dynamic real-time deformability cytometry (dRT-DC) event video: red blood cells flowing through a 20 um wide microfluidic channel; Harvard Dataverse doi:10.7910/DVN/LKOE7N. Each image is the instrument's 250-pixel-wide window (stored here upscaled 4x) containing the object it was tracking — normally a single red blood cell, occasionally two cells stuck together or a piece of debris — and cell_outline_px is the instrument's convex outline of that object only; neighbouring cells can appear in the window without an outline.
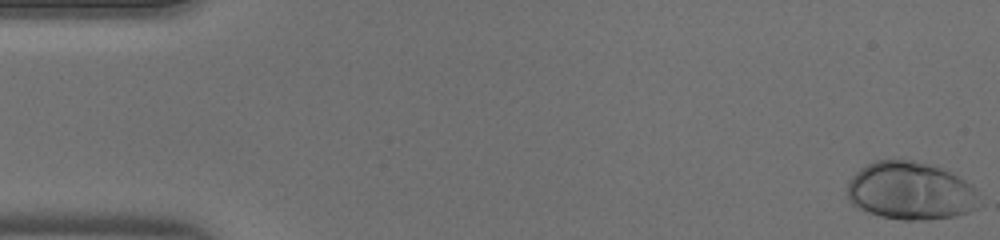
{"species": "human", "species_latin": "Homo sapiens", "temperature_condition": "warm", "stored_images_in_passage": 46, "camera_frame_rate_fps": 3000, "um_per_image_px": 0.085, "donor": {"sex": "male"}, "frame": {"image": 1, "passage_image": 1, "time_ms": 0.0, "image_size_px": [1000, 240], "cell_outline_px": [[984, 204], [968, 212], [956, 216], [928, 220], [900, 220], [880, 216], [868, 212], [852, 204], [848, 200], [848, 180], [860, 168], [876, 160], [912, 160], [928, 164], [952, 172], [972, 184], [976, 188]], "centroid_in_image_um": [77.46, 16.24], "position_along_channel_um": 7.5, "area_um2": 45.2}}
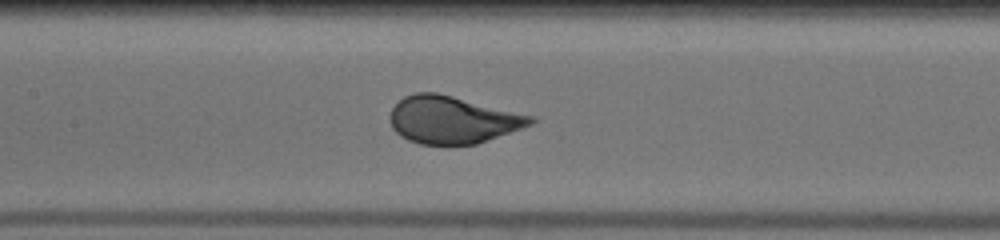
{"frame": {"image": 2, "passage_image": 22, "time_ms": 7.0, "image_size_px": [1000, 240], "cell_outline_px": [[536, 120], [532, 124], [476, 144], [420, 144], [408, 140], [400, 136], [392, 128], [392, 108], [404, 96], [416, 92], [436, 92], [536, 116]], "centroid_in_image_um": [38.48, 10.17], "position_along_channel_um": 168.9, "area_um2": 38.49}}
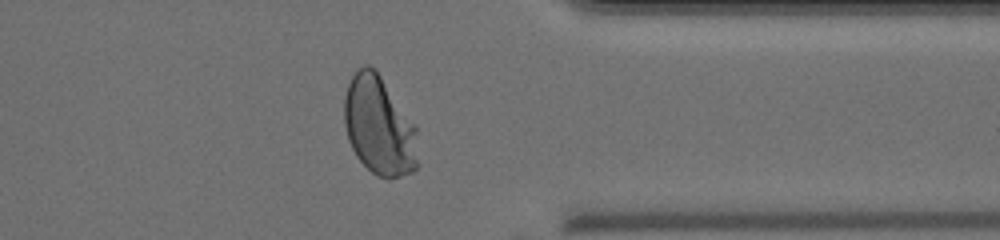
{"frame": {"image": 3, "passage_image": 37, "time_ms": 12.0, "image_size_px": [1000, 240], "cell_outline_px": [[420, 164], [412, 172], [388, 180], [376, 176], [356, 156], [348, 140], [344, 124], [344, 96], [348, 84], [352, 76], [364, 64], [368, 64], [376, 68], [416, 124]], "centroid_in_image_um": [32.26, 10.71], "position_along_channel_um": 379.1, "area_um2": 43.47}}